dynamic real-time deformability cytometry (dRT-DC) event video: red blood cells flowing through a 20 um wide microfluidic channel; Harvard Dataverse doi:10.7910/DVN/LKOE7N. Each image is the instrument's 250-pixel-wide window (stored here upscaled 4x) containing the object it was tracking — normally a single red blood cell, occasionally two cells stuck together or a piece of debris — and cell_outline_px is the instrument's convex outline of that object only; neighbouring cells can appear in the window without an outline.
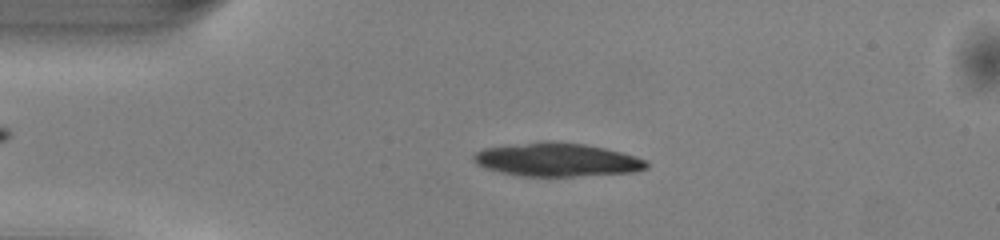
{"species": "common noctule bat (a hibernating species)", "species_latin": "Nyctalus noctula", "temperature_condition": "warm", "stored_images_in_passage": 32, "camera_frame_rate_fps": 3000, "um_per_image_px": 0.085, "animal": {"sex": "male", "body_mass_g": 13.0, "forearm_length_mm": 53.1}, "frame": {"image": 1, "passage_image": 10, "time_ms": 3.0, "image_size_px": [1000, 240], "cell_outline_px": [[648, 168], [632, 172], [576, 176], [520, 176], [500, 172], [484, 168], [476, 164], [472, 160], [472, 156], [476, 152], [484, 148], [528, 144], [584, 144], [604, 148], [636, 156], [644, 160], [648, 164]], "centroid_in_image_um": [47.34, 13.63], "position_along_channel_um": 37.7, "area_um2": 32.48}}